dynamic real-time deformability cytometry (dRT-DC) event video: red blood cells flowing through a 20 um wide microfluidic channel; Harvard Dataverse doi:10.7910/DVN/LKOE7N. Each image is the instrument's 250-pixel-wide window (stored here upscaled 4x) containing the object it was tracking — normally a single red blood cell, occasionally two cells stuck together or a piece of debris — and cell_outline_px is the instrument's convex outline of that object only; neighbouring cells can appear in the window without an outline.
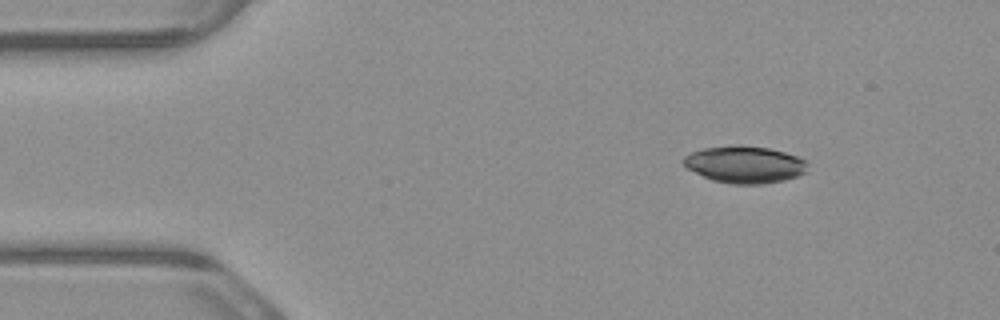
{"species": "common noctule bat (a hibernating species)", "species_latin": "Nyctalus noctula", "temperature_condition": "warm", "stored_images_in_passage": 5, "camera_frame_rate_fps": 3000, "um_per_image_px": 0.085, "animal": {"sex": "male", "body_mass_g": 23.1, "forearm_length_mm": 52.7}, "frame": {"image": 1, "passage_image": 2, "time_ms": 0.333, "image_size_px": [1000, 320], "cell_outline_px": [[808, 172], [784, 180], [764, 184], [732, 184], [712, 180], [688, 168], [684, 164], [684, 156], [692, 152], [704, 148], [732, 144], [768, 148], [784, 152], [796, 156], [804, 160], [808, 164]], "centroid_in_image_um": [63.33, 13.98], "position_along_channel_um": 21.7, "area_um2": 26.7}}